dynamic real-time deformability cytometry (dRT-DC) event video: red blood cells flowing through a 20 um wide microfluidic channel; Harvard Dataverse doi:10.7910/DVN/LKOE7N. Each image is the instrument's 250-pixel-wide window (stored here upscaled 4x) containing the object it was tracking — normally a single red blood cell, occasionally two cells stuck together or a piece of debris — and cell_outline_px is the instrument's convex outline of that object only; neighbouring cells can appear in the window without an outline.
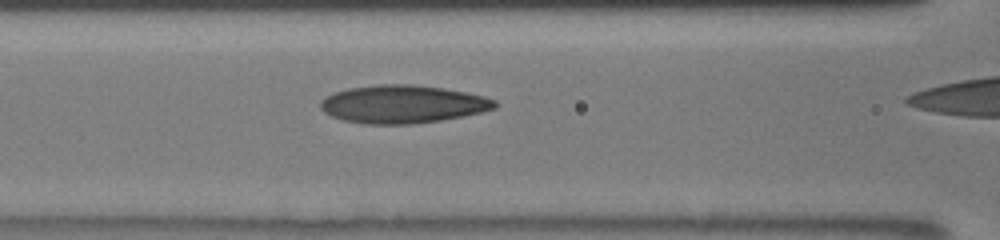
{"species": "human", "species_latin": "Homo sapiens", "temperature_condition": "room temperature", "stored_images_in_passage": 5, "segment_of_instrument_passage": [1, 2], "camera_frame_rate_fps": 3000, "um_per_image_px": 0.085, "donor": {"sex": "male"}, "frame": {"image": 1, "passage_image": 4, "time_ms": 1.0, "image_size_px": [1000, 240], "cell_outline_px": [[496, 108], [480, 112], [440, 120], [412, 124], [364, 124], [344, 120], [332, 116], [324, 112], [320, 108], [320, 100], [332, 92], [348, 88], [380, 84], [412, 84], [444, 88], [484, 96], [496, 100]], "centroid_in_image_um": [34.18, 8.85], "position_along_channel_um": 132.4, "area_um2": 38.55}}